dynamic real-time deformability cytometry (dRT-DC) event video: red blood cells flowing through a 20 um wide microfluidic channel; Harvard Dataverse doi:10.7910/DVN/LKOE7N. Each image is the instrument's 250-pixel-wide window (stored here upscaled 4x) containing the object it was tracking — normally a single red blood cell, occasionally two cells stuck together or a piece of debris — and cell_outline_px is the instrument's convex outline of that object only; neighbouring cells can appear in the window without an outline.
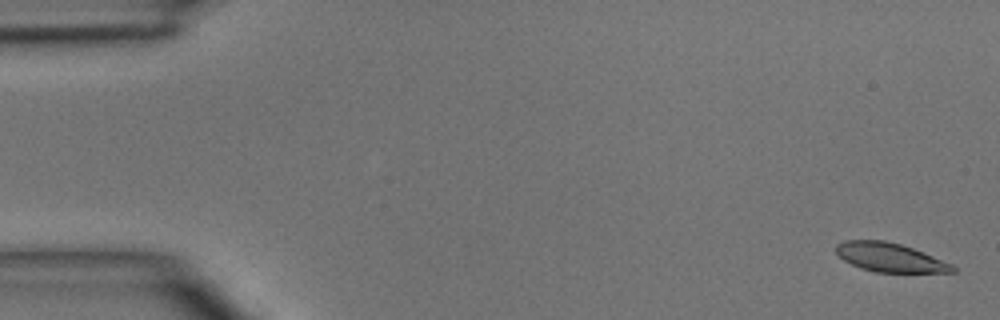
{"species": "common noctule bat (a hibernating species)", "species_latin": "Nyctalus noctula", "temperature_condition": "room temperature", "stored_images_in_passage": 3, "camera_frame_rate_fps": 3000, "um_per_image_px": 0.085, "animal": {"sex": "male", "body_mass_g": 15.6}, "frame": {"image": 1, "passage_image": 3, "time_ms": 3.0, "image_size_px": [1000, 320], "cell_outline_px": [[956, 272], [876, 272], [860, 268], [844, 260], [836, 252], [836, 244], [844, 240], [884, 240], [900, 244], [924, 252], [952, 264], [956, 268]], "centroid_in_image_um": [75.64, 21.87], "position_along_channel_um": 9.4, "area_um2": 19.54}}